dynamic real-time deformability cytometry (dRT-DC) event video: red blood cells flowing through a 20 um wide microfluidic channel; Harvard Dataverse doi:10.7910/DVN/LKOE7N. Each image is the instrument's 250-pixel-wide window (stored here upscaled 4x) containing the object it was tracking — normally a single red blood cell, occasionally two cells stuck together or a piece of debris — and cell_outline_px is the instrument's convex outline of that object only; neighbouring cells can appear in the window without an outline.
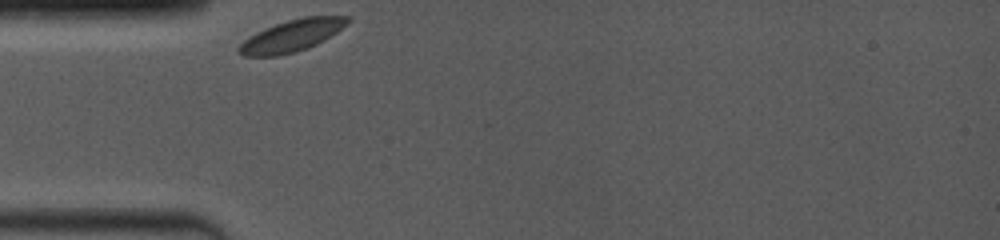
{"species": "common noctule bat (a hibernating species)", "species_latin": "Nyctalus noctula", "temperature_condition": "room temperature", "stored_images_in_passage": 4, "camera_frame_rate_fps": 4000, "um_per_image_px": 0.085, "animal": {"sex": "female", "body_mass_g": 19.0, "forearm_length_mm": 53.3}, "frame": {"image": 1, "passage_image": 1, "time_ms": 0.0, "image_size_px": [1000, 240], "cell_outline_px": [[352, 20], [348, 24], [324, 40], [308, 48], [296, 52], [280, 56], [244, 56], [236, 48], [248, 36], [264, 28], [288, 20], [304, 16], [352, 16]], "centroid_in_image_um": [24.82, 3.03], "position_along_channel_um": 60.2, "area_um2": 20.29}}
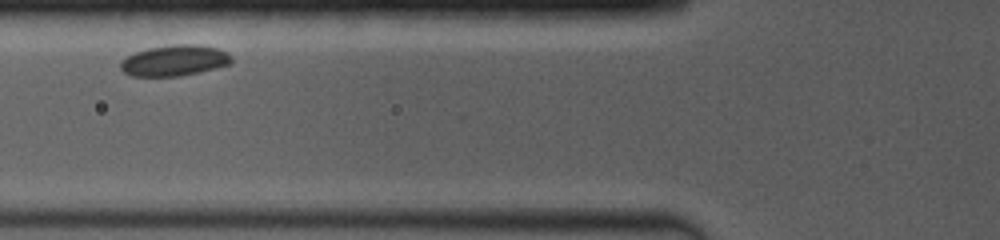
{"frame": {"image": 2, "passage_image": 3, "time_ms": 1.5, "image_size_px": [1000, 240], "cell_outline_px": [[232, 64], [200, 72], [180, 76], [132, 76], [124, 72], [120, 68], [120, 60], [136, 52], [148, 48], [172, 44], [196, 44], [216, 48], [232, 56]], "centroid_in_image_um": [14.83, 5.15], "position_along_channel_um": 111.0, "area_um2": 20.0}}